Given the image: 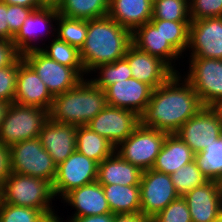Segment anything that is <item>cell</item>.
Returning a JSON list of instances; mask_svg holds the SVG:
<instances>
[{
	"mask_svg": "<svg viewBox=\"0 0 222 222\" xmlns=\"http://www.w3.org/2000/svg\"><path fill=\"white\" fill-rule=\"evenodd\" d=\"M204 107L199 95L179 73L153 89L151 99L140 117V124L168 134L179 128Z\"/></svg>",
	"mask_w": 222,
	"mask_h": 222,
	"instance_id": "1",
	"label": "cell"
},
{
	"mask_svg": "<svg viewBox=\"0 0 222 222\" xmlns=\"http://www.w3.org/2000/svg\"><path fill=\"white\" fill-rule=\"evenodd\" d=\"M131 44L132 33L108 15L88 20L87 36L79 50L85 73L89 77L97 66L124 58Z\"/></svg>",
	"mask_w": 222,
	"mask_h": 222,
	"instance_id": "2",
	"label": "cell"
},
{
	"mask_svg": "<svg viewBox=\"0 0 222 222\" xmlns=\"http://www.w3.org/2000/svg\"><path fill=\"white\" fill-rule=\"evenodd\" d=\"M107 105L105 91L84 78L72 89L54 96L49 118L58 123L85 126Z\"/></svg>",
	"mask_w": 222,
	"mask_h": 222,
	"instance_id": "3",
	"label": "cell"
},
{
	"mask_svg": "<svg viewBox=\"0 0 222 222\" xmlns=\"http://www.w3.org/2000/svg\"><path fill=\"white\" fill-rule=\"evenodd\" d=\"M53 200V184L42 178L11 172L3 184L4 203L41 210L52 222L58 217Z\"/></svg>",
	"mask_w": 222,
	"mask_h": 222,
	"instance_id": "4",
	"label": "cell"
},
{
	"mask_svg": "<svg viewBox=\"0 0 222 222\" xmlns=\"http://www.w3.org/2000/svg\"><path fill=\"white\" fill-rule=\"evenodd\" d=\"M49 111L12 103L0 128V142L7 147L39 137Z\"/></svg>",
	"mask_w": 222,
	"mask_h": 222,
	"instance_id": "5",
	"label": "cell"
},
{
	"mask_svg": "<svg viewBox=\"0 0 222 222\" xmlns=\"http://www.w3.org/2000/svg\"><path fill=\"white\" fill-rule=\"evenodd\" d=\"M11 172L50 181L57 173V165L43 148L39 137L15 143L9 147Z\"/></svg>",
	"mask_w": 222,
	"mask_h": 222,
	"instance_id": "6",
	"label": "cell"
},
{
	"mask_svg": "<svg viewBox=\"0 0 222 222\" xmlns=\"http://www.w3.org/2000/svg\"><path fill=\"white\" fill-rule=\"evenodd\" d=\"M168 133L139 124L116 148L125 161L142 171L152 169Z\"/></svg>",
	"mask_w": 222,
	"mask_h": 222,
	"instance_id": "7",
	"label": "cell"
},
{
	"mask_svg": "<svg viewBox=\"0 0 222 222\" xmlns=\"http://www.w3.org/2000/svg\"><path fill=\"white\" fill-rule=\"evenodd\" d=\"M183 78L199 95L204 106H213L222 99V60L189 57Z\"/></svg>",
	"mask_w": 222,
	"mask_h": 222,
	"instance_id": "8",
	"label": "cell"
},
{
	"mask_svg": "<svg viewBox=\"0 0 222 222\" xmlns=\"http://www.w3.org/2000/svg\"><path fill=\"white\" fill-rule=\"evenodd\" d=\"M198 155L222 137V120L212 106H204L175 133Z\"/></svg>",
	"mask_w": 222,
	"mask_h": 222,
	"instance_id": "9",
	"label": "cell"
},
{
	"mask_svg": "<svg viewBox=\"0 0 222 222\" xmlns=\"http://www.w3.org/2000/svg\"><path fill=\"white\" fill-rule=\"evenodd\" d=\"M58 15L56 6H42L39 9L33 10L24 21L18 33L13 37V44L16 50L22 55L32 50L41 49L45 45L42 42L45 35V38L48 40L56 36L55 27ZM47 36L51 38H47ZM39 41L42 44H38Z\"/></svg>",
	"mask_w": 222,
	"mask_h": 222,
	"instance_id": "10",
	"label": "cell"
},
{
	"mask_svg": "<svg viewBox=\"0 0 222 222\" xmlns=\"http://www.w3.org/2000/svg\"><path fill=\"white\" fill-rule=\"evenodd\" d=\"M21 57L39 75L53 97L72 89L83 79L73 68L52 60L40 49Z\"/></svg>",
	"mask_w": 222,
	"mask_h": 222,
	"instance_id": "11",
	"label": "cell"
},
{
	"mask_svg": "<svg viewBox=\"0 0 222 222\" xmlns=\"http://www.w3.org/2000/svg\"><path fill=\"white\" fill-rule=\"evenodd\" d=\"M98 163L87 156L74 151L64 162L57 166L53 182L56 199H62L75 188L97 180Z\"/></svg>",
	"mask_w": 222,
	"mask_h": 222,
	"instance_id": "12",
	"label": "cell"
},
{
	"mask_svg": "<svg viewBox=\"0 0 222 222\" xmlns=\"http://www.w3.org/2000/svg\"><path fill=\"white\" fill-rule=\"evenodd\" d=\"M140 196V213L149 219L179 197L170 175L153 169L142 173Z\"/></svg>",
	"mask_w": 222,
	"mask_h": 222,
	"instance_id": "13",
	"label": "cell"
},
{
	"mask_svg": "<svg viewBox=\"0 0 222 222\" xmlns=\"http://www.w3.org/2000/svg\"><path fill=\"white\" fill-rule=\"evenodd\" d=\"M139 124L140 117L134 111L107 105L86 126L116 148Z\"/></svg>",
	"mask_w": 222,
	"mask_h": 222,
	"instance_id": "14",
	"label": "cell"
},
{
	"mask_svg": "<svg viewBox=\"0 0 222 222\" xmlns=\"http://www.w3.org/2000/svg\"><path fill=\"white\" fill-rule=\"evenodd\" d=\"M187 57L222 60V17L191 20Z\"/></svg>",
	"mask_w": 222,
	"mask_h": 222,
	"instance_id": "15",
	"label": "cell"
},
{
	"mask_svg": "<svg viewBox=\"0 0 222 222\" xmlns=\"http://www.w3.org/2000/svg\"><path fill=\"white\" fill-rule=\"evenodd\" d=\"M53 98L39 75L20 57L13 103L50 111Z\"/></svg>",
	"mask_w": 222,
	"mask_h": 222,
	"instance_id": "16",
	"label": "cell"
},
{
	"mask_svg": "<svg viewBox=\"0 0 222 222\" xmlns=\"http://www.w3.org/2000/svg\"><path fill=\"white\" fill-rule=\"evenodd\" d=\"M132 44L143 52L159 57L175 73H179L176 66L182 56L162 35L161 20L151 19L149 22L138 27L132 33ZM176 60L177 63H175Z\"/></svg>",
	"mask_w": 222,
	"mask_h": 222,
	"instance_id": "17",
	"label": "cell"
},
{
	"mask_svg": "<svg viewBox=\"0 0 222 222\" xmlns=\"http://www.w3.org/2000/svg\"><path fill=\"white\" fill-rule=\"evenodd\" d=\"M107 104L141 115L148 105L153 88L133 77L118 81L105 90Z\"/></svg>",
	"mask_w": 222,
	"mask_h": 222,
	"instance_id": "18",
	"label": "cell"
},
{
	"mask_svg": "<svg viewBox=\"0 0 222 222\" xmlns=\"http://www.w3.org/2000/svg\"><path fill=\"white\" fill-rule=\"evenodd\" d=\"M132 77L150 85L153 89L164 84L175 72L159 57L139 50L131 44L124 56Z\"/></svg>",
	"mask_w": 222,
	"mask_h": 222,
	"instance_id": "19",
	"label": "cell"
},
{
	"mask_svg": "<svg viewBox=\"0 0 222 222\" xmlns=\"http://www.w3.org/2000/svg\"><path fill=\"white\" fill-rule=\"evenodd\" d=\"M76 131L77 126L58 123L50 118L44 123L39 139L57 166L76 151Z\"/></svg>",
	"mask_w": 222,
	"mask_h": 222,
	"instance_id": "20",
	"label": "cell"
},
{
	"mask_svg": "<svg viewBox=\"0 0 222 222\" xmlns=\"http://www.w3.org/2000/svg\"><path fill=\"white\" fill-rule=\"evenodd\" d=\"M183 198L192 222H213L222 214V200L213 179L187 192Z\"/></svg>",
	"mask_w": 222,
	"mask_h": 222,
	"instance_id": "21",
	"label": "cell"
},
{
	"mask_svg": "<svg viewBox=\"0 0 222 222\" xmlns=\"http://www.w3.org/2000/svg\"><path fill=\"white\" fill-rule=\"evenodd\" d=\"M62 200L75 210L69 218L111 213L103 187L97 181L71 190Z\"/></svg>",
	"mask_w": 222,
	"mask_h": 222,
	"instance_id": "22",
	"label": "cell"
},
{
	"mask_svg": "<svg viewBox=\"0 0 222 222\" xmlns=\"http://www.w3.org/2000/svg\"><path fill=\"white\" fill-rule=\"evenodd\" d=\"M150 0H109L108 16L133 33L152 18Z\"/></svg>",
	"mask_w": 222,
	"mask_h": 222,
	"instance_id": "23",
	"label": "cell"
},
{
	"mask_svg": "<svg viewBox=\"0 0 222 222\" xmlns=\"http://www.w3.org/2000/svg\"><path fill=\"white\" fill-rule=\"evenodd\" d=\"M143 171L125 161L117 152L98 164L97 182L100 184L140 185Z\"/></svg>",
	"mask_w": 222,
	"mask_h": 222,
	"instance_id": "24",
	"label": "cell"
},
{
	"mask_svg": "<svg viewBox=\"0 0 222 222\" xmlns=\"http://www.w3.org/2000/svg\"><path fill=\"white\" fill-rule=\"evenodd\" d=\"M196 156L178 135L175 133L167 134L152 169L170 175L182 166L194 161Z\"/></svg>",
	"mask_w": 222,
	"mask_h": 222,
	"instance_id": "25",
	"label": "cell"
},
{
	"mask_svg": "<svg viewBox=\"0 0 222 222\" xmlns=\"http://www.w3.org/2000/svg\"><path fill=\"white\" fill-rule=\"evenodd\" d=\"M113 214L140 213V185L101 184Z\"/></svg>",
	"mask_w": 222,
	"mask_h": 222,
	"instance_id": "26",
	"label": "cell"
},
{
	"mask_svg": "<svg viewBox=\"0 0 222 222\" xmlns=\"http://www.w3.org/2000/svg\"><path fill=\"white\" fill-rule=\"evenodd\" d=\"M76 151L100 164L115 151V147L85 125L77 126Z\"/></svg>",
	"mask_w": 222,
	"mask_h": 222,
	"instance_id": "27",
	"label": "cell"
},
{
	"mask_svg": "<svg viewBox=\"0 0 222 222\" xmlns=\"http://www.w3.org/2000/svg\"><path fill=\"white\" fill-rule=\"evenodd\" d=\"M56 7L60 15L91 20L108 15L109 0H61Z\"/></svg>",
	"mask_w": 222,
	"mask_h": 222,
	"instance_id": "28",
	"label": "cell"
},
{
	"mask_svg": "<svg viewBox=\"0 0 222 222\" xmlns=\"http://www.w3.org/2000/svg\"><path fill=\"white\" fill-rule=\"evenodd\" d=\"M48 41L40 50L56 62L73 68L83 79L87 74L83 68L79 50L70 44L60 40L57 36ZM85 76V77H84Z\"/></svg>",
	"mask_w": 222,
	"mask_h": 222,
	"instance_id": "29",
	"label": "cell"
},
{
	"mask_svg": "<svg viewBox=\"0 0 222 222\" xmlns=\"http://www.w3.org/2000/svg\"><path fill=\"white\" fill-rule=\"evenodd\" d=\"M170 177L177 194L181 197L209 180L197 158L171 173Z\"/></svg>",
	"mask_w": 222,
	"mask_h": 222,
	"instance_id": "30",
	"label": "cell"
},
{
	"mask_svg": "<svg viewBox=\"0 0 222 222\" xmlns=\"http://www.w3.org/2000/svg\"><path fill=\"white\" fill-rule=\"evenodd\" d=\"M56 25V36L60 40L78 50L82 48L87 36L88 20L69 18L59 14Z\"/></svg>",
	"mask_w": 222,
	"mask_h": 222,
	"instance_id": "31",
	"label": "cell"
},
{
	"mask_svg": "<svg viewBox=\"0 0 222 222\" xmlns=\"http://www.w3.org/2000/svg\"><path fill=\"white\" fill-rule=\"evenodd\" d=\"M97 73V77H92L90 80L99 88L105 90L108 86L132 77V73L128 62L122 58L116 60L113 63L101 64L91 71L90 74L93 76Z\"/></svg>",
	"mask_w": 222,
	"mask_h": 222,
	"instance_id": "32",
	"label": "cell"
},
{
	"mask_svg": "<svg viewBox=\"0 0 222 222\" xmlns=\"http://www.w3.org/2000/svg\"><path fill=\"white\" fill-rule=\"evenodd\" d=\"M151 19L191 21L189 0H157L153 3Z\"/></svg>",
	"mask_w": 222,
	"mask_h": 222,
	"instance_id": "33",
	"label": "cell"
},
{
	"mask_svg": "<svg viewBox=\"0 0 222 222\" xmlns=\"http://www.w3.org/2000/svg\"><path fill=\"white\" fill-rule=\"evenodd\" d=\"M191 21L161 20V32L165 40L184 58L189 45V26Z\"/></svg>",
	"mask_w": 222,
	"mask_h": 222,
	"instance_id": "34",
	"label": "cell"
},
{
	"mask_svg": "<svg viewBox=\"0 0 222 222\" xmlns=\"http://www.w3.org/2000/svg\"><path fill=\"white\" fill-rule=\"evenodd\" d=\"M0 222H52L41 210L15 206L7 203L0 205Z\"/></svg>",
	"mask_w": 222,
	"mask_h": 222,
	"instance_id": "35",
	"label": "cell"
},
{
	"mask_svg": "<svg viewBox=\"0 0 222 222\" xmlns=\"http://www.w3.org/2000/svg\"><path fill=\"white\" fill-rule=\"evenodd\" d=\"M196 158L209 179L215 180L222 174V137L201 151Z\"/></svg>",
	"mask_w": 222,
	"mask_h": 222,
	"instance_id": "36",
	"label": "cell"
},
{
	"mask_svg": "<svg viewBox=\"0 0 222 222\" xmlns=\"http://www.w3.org/2000/svg\"><path fill=\"white\" fill-rule=\"evenodd\" d=\"M150 222H192L185 199L179 196L158 212Z\"/></svg>",
	"mask_w": 222,
	"mask_h": 222,
	"instance_id": "37",
	"label": "cell"
},
{
	"mask_svg": "<svg viewBox=\"0 0 222 222\" xmlns=\"http://www.w3.org/2000/svg\"><path fill=\"white\" fill-rule=\"evenodd\" d=\"M191 20L222 17V0H189Z\"/></svg>",
	"mask_w": 222,
	"mask_h": 222,
	"instance_id": "38",
	"label": "cell"
},
{
	"mask_svg": "<svg viewBox=\"0 0 222 222\" xmlns=\"http://www.w3.org/2000/svg\"><path fill=\"white\" fill-rule=\"evenodd\" d=\"M18 60L0 69V100L14 102L17 84Z\"/></svg>",
	"mask_w": 222,
	"mask_h": 222,
	"instance_id": "39",
	"label": "cell"
},
{
	"mask_svg": "<svg viewBox=\"0 0 222 222\" xmlns=\"http://www.w3.org/2000/svg\"><path fill=\"white\" fill-rule=\"evenodd\" d=\"M33 8H26L20 5H7V17L9 30L11 31V41L18 33L26 18L33 11Z\"/></svg>",
	"mask_w": 222,
	"mask_h": 222,
	"instance_id": "40",
	"label": "cell"
},
{
	"mask_svg": "<svg viewBox=\"0 0 222 222\" xmlns=\"http://www.w3.org/2000/svg\"><path fill=\"white\" fill-rule=\"evenodd\" d=\"M20 57L13 41L0 39V69L15 63Z\"/></svg>",
	"mask_w": 222,
	"mask_h": 222,
	"instance_id": "41",
	"label": "cell"
},
{
	"mask_svg": "<svg viewBox=\"0 0 222 222\" xmlns=\"http://www.w3.org/2000/svg\"><path fill=\"white\" fill-rule=\"evenodd\" d=\"M11 173V160L9 147L0 142V182L4 184Z\"/></svg>",
	"mask_w": 222,
	"mask_h": 222,
	"instance_id": "42",
	"label": "cell"
},
{
	"mask_svg": "<svg viewBox=\"0 0 222 222\" xmlns=\"http://www.w3.org/2000/svg\"><path fill=\"white\" fill-rule=\"evenodd\" d=\"M58 215L56 221L57 222H113V213H106L103 215H90L85 217H78V218H68L67 220L63 221V218ZM62 219V220H61Z\"/></svg>",
	"mask_w": 222,
	"mask_h": 222,
	"instance_id": "43",
	"label": "cell"
},
{
	"mask_svg": "<svg viewBox=\"0 0 222 222\" xmlns=\"http://www.w3.org/2000/svg\"><path fill=\"white\" fill-rule=\"evenodd\" d=\"M0 39L11 41L7 17V4L0 1Z\"/></svg>",
	"mask_w": 222,
	"mask_h": 222,
	"instance_id": "44",
	"label": "cell"
},
{
	"mask_svg": "<svg viewBox=\"0 0 222 222\" xmlns=\"http://www.w3.org/2000/svg\"><path fill=\"white\" fill-rule=\"evenodd\" d=\"M113 222H150V219L141 213L114 214Z\"/></svg>",
	"mask_w": 222,
	"mask_h": 222,
	"instance_id": "45",
	"label": "cell"
},
{
	"mask_svg": "<svg viewBox=\"0 0 222 222\" xmlns=\"http://www.w3.org/2000/svg\"><path fill=\"white\" fill-rule=\"evenodd\" d=\"M7 5H20L26 8H33L34 10L41 8L43 5L39 0H0Z\"/></svg>",
	"mask_w": 222,
	"mask_h": 222,
	"instance_id": "46",
	"label": "cell"
},
{
	"mask_svg": "<svg viewBox=\"0 0 222 222\" xmlns=\"http://www.w3.org/2000/svg\"><path fill=\"white\" fill-rule=\"evenodd\" d=\"M11 104H12L11 102H5L3 100H0V128Z\"/></svg>",
	"mask_w": 222,
	"mask_h": 222,
	"instance_id": "47",
	"label": "cell"
},
{
	"mask_svg": "<svg viewBox=\"0 0 222 222\" xmlns=\"http://www.w3.org/2000/svg\"><path fill=\"white\" fill-rule=\"evenodd\" d=\"M43 6H57L61 0H39Z\"/></svg>",
	"mask_w": 222,
	"mask_h": 222,
	"instance_id": "48",
	"label": "cell"
},
{
	"mask_svg": "<svg viewBox=\"0 0 222 222\" xmlns=\"http://www.w3.org/2000/svg\"><path fill=\"white\" fill-rule=\"evenodd\" d=\"M216 185H217V190L219 193V196L222 200V174H220L216 179H215Z\"/></svg>",
	"mask_w": 222,
	"mask_h": 222,
	"instance_id": "49",
	"label": "cell"
},
{
	"mask_svg": "<svg viewBox=\"0 0 222 222\" xmlns=\"http://www.w3.org/2000/svg\"><path fill=\"white\" fill-rule=\"evenodd\" d=\"M219 114L222 120V99H220L215 105L212 106Z\"/></svg>",
	"mask_w": 222,
	"mask_h": 222,
	"instance_id": "50",
	"label": "cell"
},
{
	"mask_svg": "<svg viewBox=\"0 0 222 222\" xmlns=\"http://www.w3.org/2000/svg\"><path fill=\"white\" fill-rule=\"evenodd\" d=\"M3 203V184L0 182V205Z\"/></svg>",
	"mask_w": 222,
	"mask_h": 222,
	"instance_id": "51",
	"label": "cell"
},
{
	"mask_svg": "<svg viewBox=\"0 0 222 222\" xmlns=\"http://www.w3.org/2000/svg\"><path fill=\"white\" fill-rule=\"evenodd\" d=\"M213 222H222V214Z\"/></svg>",
	"mask_w": 222,
	"mask_h": 222,
	"instance_id": "52",
	"label": "cell"
}]
</instances>
